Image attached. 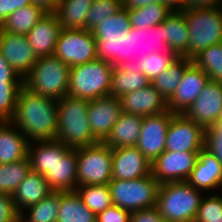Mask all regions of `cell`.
<instances>
[{"label": "cell", "instance_id": "cell-1", "mask_svg": "<svg viewBox=\"0 0 222 222\" xmlns=\"http://www.w3.org/2000/svg\"><path fill=\"white\" fill-rule=\"evenodd\" d=\"M11 122L29 143L56 140L57 100L33 93L23 85L19 91L15 114Z\"/></svg>", "mask_w": 222, "mask_h": 222}, {"label": "cell", "instance_id": "cell-2", "mask_svg": "<svg viewBox=\"0 0 222 222\" xmlns=\"http://www.w3.org/2000/svg\"><path fill=\"white\" fill-rule=\"evenodd\" d=\"M90 101L69 95L57 100V138L70 149H78L100 142L92 133L88 121Z\"/></svg>", "mask_w": 222, "mask_h": 222}, {"label": "cell", "instance_id": "cell-3", "mask_svg": "<svg viewBox=\"0 0 222 222\" xmlns=\"http://www.w3.org/2000/svg\"><path fill=\"white\" fill-rule=\"evenodd\" d=\"M204 192L187 181L159 185L157 205L166 222H194Z\"/></svg>", "mask_w": 222, "mask_h": 222}, {"label": "cell", "instance_id": "cell-4", "mask_svg": "<svg viewBox=\"0 0 222 222\" xmlns=\"http://www.w3.org/2000/svg\"><path fill=\"white\" fill-rule=\"evenodd\" d=\"M113 67L100 59L71 67L68 95L89 101L109 96Z\"/></svg>", "mask_w": 222, "mask_h": 222}, {"label": "cell", "instance_id": "cell-5", "mask_svg": "<svg viewBox=\"0 0 222 222\" xmlns=\"http://www.w3.org/2000/svg\"><path fill=\"white\" fill-rule=\"evenodd\" d=\"M70 68L55 55L38 58L23 85L33 93L59 100L68 95Z\"/></svg>", "mask_w": 222, "mask_h": 222}, {"label": "cell", "instance_id": "cell-6", "mask_svg": "<svg viewBox=\"0 0 222 222\" xmlns=\"http://www.w3.org/2000/svg\"><path fill=\"white\" fill-rule=\"evenodd\" d=\"M189 32L188 58L222 42V8L182 10Z\"/></svg>", "mask_w": 222, "mask_h": 222}, {"label": "cell", "instance_id": "cell-7", "mask_svg": "<svg viewBox=\"0 0 222 222\" xmlns=\"http://www.w3.org/2000/svg\"><path fill=\"white\" fill-rule=\"evenodd\" d=\"M159 185L151 174L133 180L112 179L108 183L113 205L130 212L156 206Z\"/></svg>", "mask_w": 222, "mask_h": 222}, {"label": "cell", "instance_id": "cell-8", "mask_svg": "<svg viewBox=\"0 0 222 222\" xmlns=\"http://www.w3.org/2000/svg\"><path fill=\"white\" fill-rule=\"evenodd\" d=\"M112 148L104 142L77 149V186L108 184L112 180Z\"/></svg>", "mask_w": 222, "mask_h": 222}, {"label": "cell", "instance_id": "cell-9", "mask_svg": "<svg viewBox=\"0 0 222 222\" xmlns=\"http://www.w3.org/2000/svg\"><path fill=\"white\" fill-rule=\"evenodd\" d=\"M54 55L70 67L97 59L93 32L85 29H61Z\"/></svg>", "mask_w": 222, "mask_h": 222}, {"label": "cell", "instance_id": "cell-10", "mask_svg": "<svg viewBox=\"0 0 222 222\" xmlns=\"http://www.w3.org/2000/svg\"><path fill=\"white\" fill-rule=\"evenodd\" d=\"M176 55L165 42L164 21L149 28L131 27L125 38L124 61L144 60L149 54Z\"/></svg>", "mask_w": 222, "mask_h": 222}, {"label": "cell", "instance_id": "cell-11", "mask_svg": "<svg viewBox=\"0 0 222 222\" xmlns=\"http://www.w3.org/2000/svg\"><path fill=\"white\" fill-rule=\"evenodd\" d=\"M205 129L183 114H175L167 130L166 151L200 152L204 147Z\"/></svg>", "mask_w": 222, "mask_h": 222}, {"label": "cell", "instance_id": "cell-12", "mask_svg": "<svg viewBox=\"0 0 222 222\" xmlns=\"http://www.w3.org/2000/svg\"><path fill=\"white\" fill-rule=\"evenodd\" d=\"M174 115L168 109L157 115L143 117L136 147L150 163L165 151L167 130Z\"/></svg>", "mask_w": 222, "mask_h": 222}, {"label": "cell", "instance_id": "cell-13", "mask_svg": "<svg viewBox=\"0 0 222 222\" xmlns=\"http://www.w3.org/2000/svg\"><path fill=\"white\" fill-rule=\"evenodd\" d=\"M199 152L164 151L151 163V175L159 184L187 181Z\"/></svg>", "mask_w": 222, "mask_h": 222}, {"label": "cell", "instance_id": "cell-14", "mask_svg": "<svg viewBox=\"0 0 222 222\" xmlns=\"http://www.w3.org/2000/svg\"><path fill=\"white\" fill-rule=\"evenodd\" d=\"M77 149L56 140L55 164L44 176L52 191L70 192L77 188Z\"/></svg>", "mask_w": 222, "mask_h": 222}, {"label": "cell", "instance_id": "cell-15", "mask_svg": "<svg viewBox=\"0 0 222 222\" xmlns=\"http://www.w3.org/2000/svg\"><path fill=\"white\" fill-rule=\"evenodd\" d=\"M183 115L204 129L222 119V83L209 80L197 99L183 112Z\"/></svg>", "mask_w": 222, "mask_h": 222}, {"label": "cell", "instance_id": "cell-16", "mask_svg": "<svg viewBox=\"0 0 222 222\" xmlns=\"http://www.w3.org/2000/svg\"><path fill=\"white\" fill-rule=\"evenodd\" d=\"M0 52L10 66L24 79L38 60L27 38L0 30Z\"/></svg>", "mask_w": 222, "mask_h": 222}, {"label": "cell", "instance_id": "cell-17", "mask_svg": "<svg viewBox=\"0 0 222 222\" xmlns=\"http://www.w3.org/2000/svg\"><path fill=\"white\" fill-rule=\"evenodd\" d=\"M209 80V76L192 63L186 69L173 95L167 100V108L172 113L183 114L197 99Z\"/></svg>", "mask_w": 222, "mask_h": 222}, {"label": "cell", "instance_id": "cell-18", "mask_svg": "<svg viewBox=\"0 0 222 222\" xmlns=\"http://www.w3.org/2000/svg\"><path fill=\"white\" fill-rule=\"evenodd\" d=\"M122 113L121 101L115 96H106L90 100L88 121L93 135L103 142L111 133Z\"/></svg>", "mask_w": 222, "mask_h": 222}, {"label": "cell", "instance_id": "cell-19", "mask_svg": "<svg viewBox=\"0 0 222 222\" xmlns=\"http://www.w3.org/2000/svg\"><path fill=\"white\" fill-rule=\"evenodd\" d=\"M112 179L133 180L151 174V163L135 147L112 149Z\"/></svg>", "mask_w": 222, "mask_h": 222}, {"label": "cell", "instance_id": "cell-20", "mask_svg": "<svg viewBox=\"0 0 222 222\" xmlns=\"http://www.w3.org/2000/svg\"><path fill=\"white\" fill-rule=\"evenodd\" d=\"M187 182L204 193H212L220 188L222 192V164L216 156L205 147L198 153L195 167Z\"/></svg>", "mask_w": 222, "mask_h": 222}, {"label": "cell", "instance_id": "cell-21", "mask_svg": "<svg viewBox=\"0 0 222 222\" xmlns=\"http://www.w3.org/2000/svg\"><path fill=\"white\" fill-rule=\"evenodd\" d=\"M122 112L147 117L167 111V101L149 84L140 90L124 94L120 98Z\"/></svg>", "mask_w": 222, "mask_h": 222}, {"label": "cell", "instance_id": "cell-22", "mask_svg": "<svg viewBox=\"0 0 222 222\" xmlns=\"http://www.w3.org/2000/svg\"><path fill=\"white\" fill-rule=\"evenodd\" d=\"M60 30L57 16L54 12H48L25 35L38 58L54 55Z\"/></svg>", "mask_w": 222, "mask_h": 222}, {"label": "cell", "instance_id": "cell-23", "mask_svg": "<svg viewBox=\"0 0 222 222\" xmlns=\"http://www.w3.org/2000/svg\"><path fill=\"white\" fill-rule=\"evenodd\" d=\"M140 60L122 61L112 70L110 95L120 98L126 93L140 90L151 84L142 73Z\"/></svg>", "mask_w": 222, "mask_h": 222}, {"label": "cell", "instance_id": "cell-24", "mask_svg": "<svg viewBox=\"0 0 222 222\" xmlns=\"http://www.w3.org/2000/svg\"><path fill=\"white\" fill-rule=\"evenodd\" d=\"M51 192L45 177L31 170L12 195L16 211L20 214L29 206L46 198Z\"/></svg>", "mask_w": 222, "mask_h": 222}, {"label": "cell", "instance_id": "cell-25", "mask_svg": "<svg viewBox=\"0 0 222 222\" xmlns=\"http://www.w3.org/2000/svg\"><path fill=\"white\" fill-rule=\"evenodd\" d=\"M28 146L27 138L12 122H0V164L26 159Z\"/></svg>", "mask_w": 222, "mask_h": 222}, {"label": "cell", "instance_id": "cell-26", "mask_svg": "<svg viewBox=\"0 0 222 222\" xmlns=\"http://www.w3.org/2000/svg\"><path fill=\"white\" fill-rule=\"evenodd\" d=\"M142 120V116L122 112L103 142L112 149L135 147L141 133Z\"/></svg>", "mask_w": 222, "mask_h": 222}, {"label": "cell", "instance_id": "cell-27", "mask_svg": "<svg viewBox=\"0 0 222 222\" xmlns=\"http://www.w3.org/2000/svg\"><path fill=\"white\" fill-rule=\"evenodd\" d=\"M165 42L178 57L188 58L189 32L182 11H172L164 20Z\"/></svg>", "mask_w": 222, "mask_h": 222}, {"label": "cell", "instance_id": "cell-28", "mask_svg": "<svg viewBox=\"0 0 222 222\" xmlns=\"http://www.w3.org/2000/svg\"><path fill=\"white\" fill-rule=\"evenodd\" d=\"M94 0H60L54 11L61 29H85V23Z\"/></svg>", "mask_w": 222, "mask_h": 222}, {"label": "cell", "instance_id": "cell-29", "mask_svg": "<svg viewBox=\"0 0 222 222\" xmlns=\"http://www.w3.org/2000/svg\"><path fill=\"white\" fill-rule=\"evenodd\" d=\"M47 13L43 7L32 3L11 13L0 26V30L26 35Z\"/></svg>", "mask_w": 222, "mask_h": 222}, {"label": "cell", "instance_id": "cell-30", "mask_svg": "<svg viewBox=\"0 0 222 222\" xmlns=\"http://www.w3.org/2000/svg\"><path fill=\"white\" fill-rule=\"evenodd\" d=\"M57 222H96L76 191L61 192Z\"/></svg>", "mask_w": 222, "mask_h": 222}, {"label": "cell", "instance_id": "cell-31", "mask_svg": "<svg viewBox=\"0 0 222 222\" xmlns=\"http://www.w3.org/2000/svg\"><path fill=\"white\" fill-rule=\"evenodd\" d=\"M193 63V60L186 57H177L174 62L151 84L167 101L175 92L186 69Z\"/></svg>", "mask_w": 222, "mask_h": 222}, {"label": "cell", "instance_id": "cell-32", "mask_svg": "<svg viewBox=\"0 0 222 222\" xmlns=\"http://www.w3.org/2000/svg\"><path fill=\"white\" fill-rule=\"evenodd\" d=\"M61 192L52 191L46 198L20 213L19 222H57Z\"/></svg>", "mask_w": 222, "mask_h": 222}, {"label": "cell", "instance_id": "cell-33", "mask_svg": "<svg viewBox=\"0 0 222 222\" xmlns=\"http://www.w3.org/2000/svg\"><path fill=\"white\" fill-rule=\"evenodd\" d=\"M56 140L29 143L31 170L45 176L55 164Z\"/></svg>", "mask_w": 222, "mask_h": 222}, {"label": "cell", "instance_id": "cell-34", "mask_svg": "<svg viewBox=\"0 0 222 222\" xmlns=\"http://www.w3.org/2000/svg\"><path fill=\"white\" fill-rule=\"evenodd\" d=\"M172 12L166 5L151 3L145 7L128 9L131 27L143 29L161 24Z\"/></svg>", "mask_w": 222, "mask_h": 222}, {"label": "cell", "instance_id": "cell-35", "mask_svg": "<svg viewBox=\"0 0 222 222\" xmlns=\"http://www.w3.org/2000/svg\"><path fill=\"white\" fill-rule=\"evenodd\" d=\"M127 34L94 36L97 59L117 66L124 61V46Z\"/></svg>", "mask_w": 222, "mask_h": 222}, {"label": "cell", "instance_id": "cell-36", "mask_svg": "<svg viewBox=\"0 0 222 222\" xmlns=\"http://www.w3.org/2000/svg\"><path fill=\"white\" fill-rule=\"evenodd\" d=\"M30 171L29 157L18 162L0 164V193L12 196Z\"/></svg>", "mask_w": 222, "mask_h": 222}, {"label": "cell", "instance_id": "cell-37", "mask_svg": "<svg viewBox=\"0 0 222 222\" xmlns=\"http://www.w3.org/2000/svg\"><path fill=\"white\" fill-rule=\"evenodd\" d=\"M75 191L95 215L113 205L108 184L77 186Z\"/></svg>", "mask_w": 222, "mask_h": 222}, {"label": "cell", "instance_id": "cell-38", "mask_svg": "<svg viewBox=\"0 0 222 222\" xmlns=\"http://www.w3.org/2000/svg\"><path fill=\"white\" fill-rule=\"evenodd\" d=\"M192 60L209 76L210 80L222 83V42L209 46Z\"/></svg>", "mask_w": 222, "mask_h": 222}, {"label": "cell", "instance_id": "cell-39", "mask_svg": "<svg viewBox=\"0 0 222 222\" xmlns=\"http://www.w3.org/2000/svg\"><path fill=\"white\" fill-rule=\"evenodd\" d=\"M23 81H0V122H11Z\"/></svg>", "mask_w": 222, "mask_h": 222}, {"label": "cell", "instance_id": "cell-40", "mask_svg": "<svg viewBox=\"0 0 222 222\" xmlns=\"http://www.w3.org/2000/svg\"><path fill=\"white\" fill-rule=\"evenodd\" d=\"M123 8L122 0H94L87 15L85 30L92 31L107 17Z\"/></svg>", "mask_w": 222, "mask_h": 222}, {"label": "cell", "instance_id": "cell-41", "mask_svg": "<svg viewBox=\"0 0 222 222\" xmlns=\"http://www.w3.org/2000/svg\"><path fill=\"white\" fill-rule=\"evenodd\" d=\"M131 29V23L129 22L128 9L122 8L116 14L107 17L104 21H101L93 30L94 36H105L114 34H127Z\"/></svg>", "mask_w": 222, "mask_h": 222}, {"label": "cell", "instance_id": "cell-42", "mask_svg": "<svg viewBox=\"0 0 222 222\" xmlns=\"http://www.w3.org/2000/svg\"><path fill=\"white\" fill-rule=\"evenodd\" d=\"M194 222H222V194L204 195Z\"/></svg>", "mask_w": 222, "mask_h": 222}, {"label": "cell", "instance_id": "cell-43", "mask_svg": "<svg viewBox=\"0 0 222 222\" xmlns=\"http://www.w3.org/2000/svg\"><path fill=\"white\" fill-rule=\"evenodd\" d=\"M177 57V55H162L157 52L149 54L144 60H140L142 73L150 81H153L157 76L165 71Z\"/></svg>", "mask_w": 222, "mask_h": 222}, {"label": "cell", "instance_id": "cell-44", "mask_svg": "<svg viewBox=\"0 0 222 222\" xmlns=\"http://www.w3.org/2000/svg\"><path fill=\"white\" fill-rule=\"evenodd\" d=\"M204 147L222 164V119L213 122L205 129Z\"/></svg>", "mask_w": 222, "mask_h": 222}, {"label": "cell", "instance_id": "cell-45", "mask_svg": "<svg viewBox=\"0 0 222 222\" xmlns=\"http://www.w3.org/2000/svg\"><path fill=\"white\" fill-rule=\"evenodd\" d=\"M19 217L12 196L0 193V222H19Z\"/></svg>", "mask_w": 222, "mask_h": 222}, {"label": "cell", "instance_id": "cell-46", "mask_svg": "<svg viewBox=\"0 0 222 222\" xmlns=\"http://www.w3.org/2000/svg\"><path fill=\"white\" fill-rule=\"evenodd\" d=\"M131 212L112 205L96 215V222H129Z\"/></svg>", "mask_w": 222, "mask_h": 222}, {"label": "cell", "instance_id": "cell-47", "mask_svg": "<svg viewBox=\"0 0 222 222\" xmlns=\"http://www.w3.org/2000/svg\"><path fill=\"white\" fill-rule=\"evenodd\" d=\"M163 218L159 213V209L154 206L137 211L130 214L129 222H163Z\"/></svg>", "mask_w": 222, "mask_h": 222}, {"label": "cell", "instance_id": "cell-48", "mask_svg": "<svg viewBox=\"0 0 222 222\" xmlns=\"http://www.w3.org/2000/svg\"><path fill=\"white\" fill-rule=\"evenodd\" d=\"M31 4V0H0V26L11 13Z\"/></svg>", "mask_w": 222, "mask_h": 222}, {"label": "cell", "instance_id": "cell-49", "mask_svg": "<svg viewBox=\"0 0 222 222\" xmlns=\"http://www.w3.org/2000/svg\"><path fill=\"white\" fill-rule=\"evenodd\" d=\"M0 81H23L0 52Z\"/></svg>", "mask_w": 222, "mask_h": 222}, {"label": "cell", "instance_id": "cell-50", "mask_svg": "<svg viewBox=\"0 0 222 222\" xmlns=\"http://www.w3.org/2000/svg\"><path fill=\"white\" fill-rule=\"evenodd\" d=\"M123 7L126 9L140 8L151 3H160V0H122Z\"/></svg>", "mask_w": 222, "mask_h": 222}, {"label": "cell", "instance_id": "cell-51", "mask_svg": "<svg viewBox=\"0 0 222 222\" xmlns=\"http://www.w3.org/2000/svg\"><path fill=\"white\" fill-rule=\"evenodd\" d=\"M60 0H31L34 5L43 7L47 12H54Z\"/></svg>", "mask_w": 222, "mask_h": 222}, {"label": "cell", "instance_id": "cell-52", "mask_svg": "<svg viewBox=\"0 0 222 222\" xmlns=\"http://www.w3.org/2000/svg\"><path fill=\"white\" fill-rule=\"evenodd\" d=\"M160 3L166 5L172 11L183 10V0H160Z\"/></svg>", "mask_w": 222, "mask_h": 222}]
</instances>
